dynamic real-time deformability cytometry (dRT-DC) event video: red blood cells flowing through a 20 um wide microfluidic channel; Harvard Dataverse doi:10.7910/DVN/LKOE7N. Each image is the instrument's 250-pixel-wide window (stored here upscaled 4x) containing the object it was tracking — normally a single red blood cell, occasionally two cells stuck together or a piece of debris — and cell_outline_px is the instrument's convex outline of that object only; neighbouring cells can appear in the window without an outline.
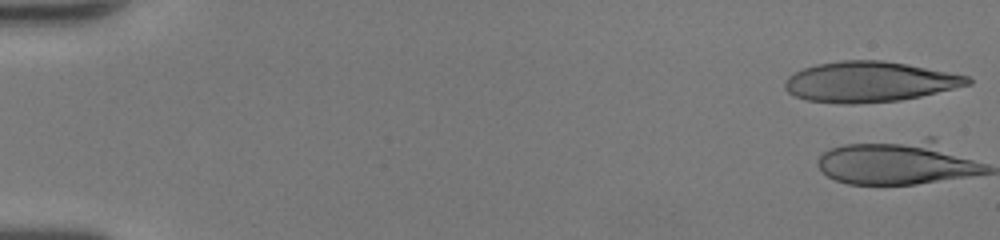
{"species": "human", "species_latin": "Homo sapiens", "temperature_condition": "room temperature", "stored_images_in_passage": 2, "camera_frame_rate_fps": 3000, "um_per_image_px": 0.085, "donor": {"sex": "female"}, "frame": {"image": 1, "passage_image": 1, "time_ms": 0.0, "image_size_px": [1000, 240], "cell_outline_px": [[972, 84], [920, 96], [900, 100], [852, 104], [840, 104], [804, 100], [788, 92], [784, 88], [784, 84], [788, 76], [804, 68], [816, 64], [840, 60], [880, 60], [904, 64], [968, 76], [972, 80]], "centroid_in_image_um": [73.85, 6.96], "position_along_channel_um": 11.2, "area_um2": 42.77}}